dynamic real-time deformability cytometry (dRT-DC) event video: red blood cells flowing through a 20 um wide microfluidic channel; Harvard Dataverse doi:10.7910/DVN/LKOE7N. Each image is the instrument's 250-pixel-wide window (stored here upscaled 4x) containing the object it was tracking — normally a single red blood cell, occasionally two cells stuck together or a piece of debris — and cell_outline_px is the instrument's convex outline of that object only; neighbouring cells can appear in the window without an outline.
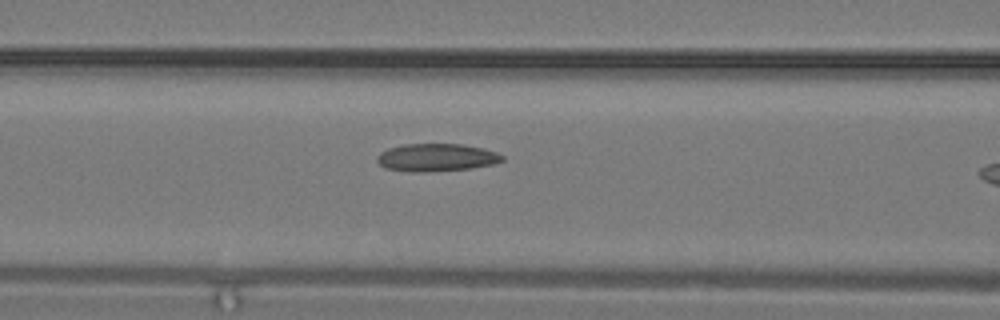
{"species": "common noctule bat (a hibernating species)", "species_latin": "Nyctalus noctula", "temperature_condition": "warm", "stored_images_in_passage": 8, "camera_frame_rate_fps": 3000, "um_per_image_px": 0.085, "animal": {"sex": "male", "body_mass_g": 19.2, "forearm_length_mm": 51.8}, "frame": {"image": 1, "passage_image": 7, "time_ms": 2.0, "image_size_px": [1000, 320], "cell_outline_px": [[504, 160], [492, 164], [472, 168], [428, 172], [408, 172], [384, 168], [376, 160], [376, 156], [380, 152], [388, 148], [404, 144], [460, 144], [484, 148], [496, 152], [504, 156]], "centroid_in_image_um": [37.07, 13.39], "position_along_channel_um": 129.5, "area_um2": 20.4}}